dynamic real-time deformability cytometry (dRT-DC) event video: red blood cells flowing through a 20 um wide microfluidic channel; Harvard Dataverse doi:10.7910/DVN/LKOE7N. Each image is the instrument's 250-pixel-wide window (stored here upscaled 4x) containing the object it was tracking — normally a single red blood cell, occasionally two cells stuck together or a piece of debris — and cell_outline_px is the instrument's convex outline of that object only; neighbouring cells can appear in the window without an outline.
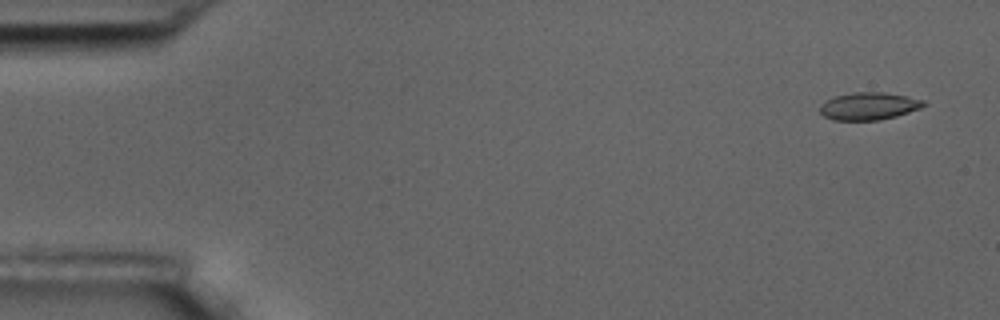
{"species": "common noctule bat (a hibernating species)", "species_latin": "Nyctalus noctula", "temperature_condition": "room temperature", "stored_images_in_passage": 55, "camera_frame_rate_fps": 3000, "um_per_image_px": 0.085, "animal": {"sex": "male", "body_mass_g": 17.5, "forearm_length_mm": 52.3}, "frame": {"image": 1, "passage_image": 2, "time_ms": 0.333, "image_size_px": [1000, 320], "cell_outline_px": [[928, 104], [920, 108], [896, 116], [880, 120], [832, 120], [824, 116], [820, 112], [820, 104], [824, 100], [836, 96], [852, 92], [884, 92], [908, 96], [924, 100]], "centroid_in_image_um": [73.84, 9.01], "position_along_channel_um": 11.2, "area_um2": 16.76}}
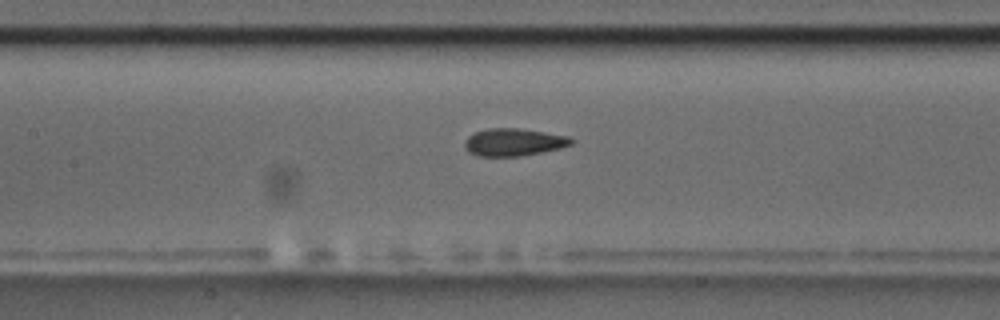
{"frame": {"image": 2, "passage_image": 25, "time_ms": 8.0, "image_size_px": [1000, 320], "cell_outline_px": [[576, 140], [572, 144], [560, 148], [520, 156], [476, 156], [468, 152], [464, 148], [464, 140], [468, 136], [476, 132], [488, 128], [516, 128], [544, 132], [568, 136]], "centroid_in_image_um": [43.64, 12.09], "position_along_channel_um": 163.8, "area_um2": 17.11}}
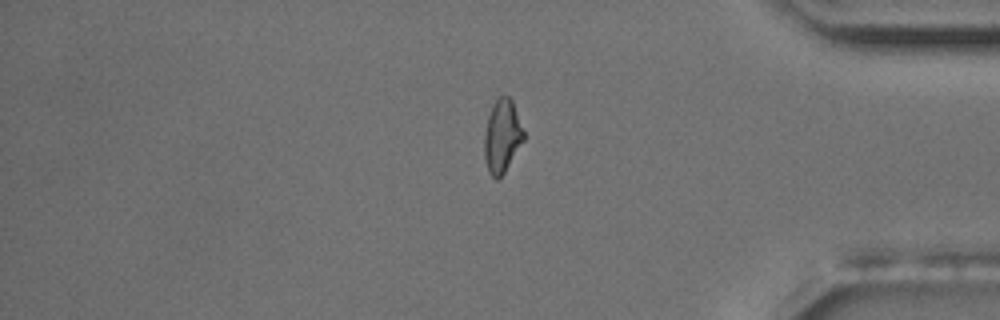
{"frame": {"image": 3, "passage_image": 46, "time_ms": 15.0, "image_size_px": [1000, 320], "cell_outline_px": [[524, 140], [504, 172], [496, 180], [488, 172], [484, 160], [484, 132], [488, 116], [492, 104], [500, 96], [508, 96], [512, 100], [524, 132]], "centroid_in_image_um": [42.66, 11.57], "position_along_channel_um": 392.5, "area_um2": 16.7}, "authors_computed_cell_mechanics": {"area_um2": 16.9354, "velocity_mm_per_s": 3.6175, "shape_relaxation_time_tau1_ms": null, "shape_relaxation_time_tau2_ms": 1.624, "deformation_change_tau1": null, "deformation_change_tau2": 0.072}}